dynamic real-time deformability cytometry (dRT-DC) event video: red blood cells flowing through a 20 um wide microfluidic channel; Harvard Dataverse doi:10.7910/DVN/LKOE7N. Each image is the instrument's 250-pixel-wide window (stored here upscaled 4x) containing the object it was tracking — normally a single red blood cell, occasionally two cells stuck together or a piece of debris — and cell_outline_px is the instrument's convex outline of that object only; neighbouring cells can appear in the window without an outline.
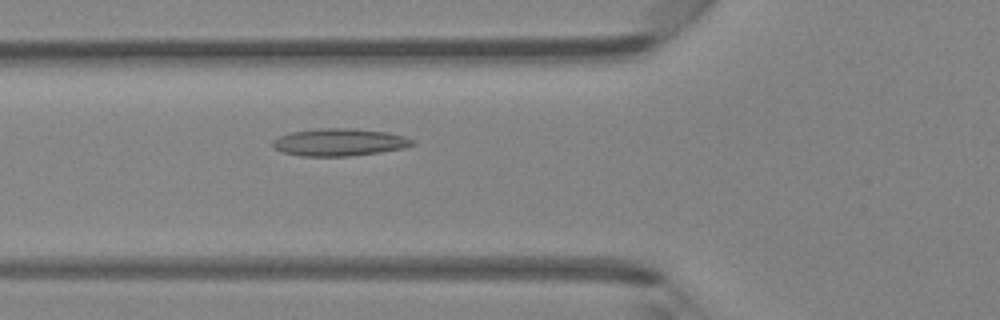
{"species": "Egyptian fruit bat (a non-hibernating species)", "species_latin": "Rousettus aegyptiacus", "temperature_condition": "room temperature", "stored_images_in_passage": 46, "camera_frame_rate_fps": 3000, "um_per_image_px": 0.085, "animal": {"sex": "female"}, "frame": {"image": 1, "passage_image": 17, "time_ms": 5.333, "image_size_px": [1000, 320], "cell_outline_px": [[416, 144], [404, 148], [380, 152], [352, 156], [300, 156], [280, 152], [272, 144], [272, 140], [280, 136], [292, 132], [320, 128], [352, 128], [388, 132], [404, 136], [412, 140]], "centroid_in_image_um": [28.85, 12.09], "position_along_channel_um": 97.0, "area_um2": 22.37}}
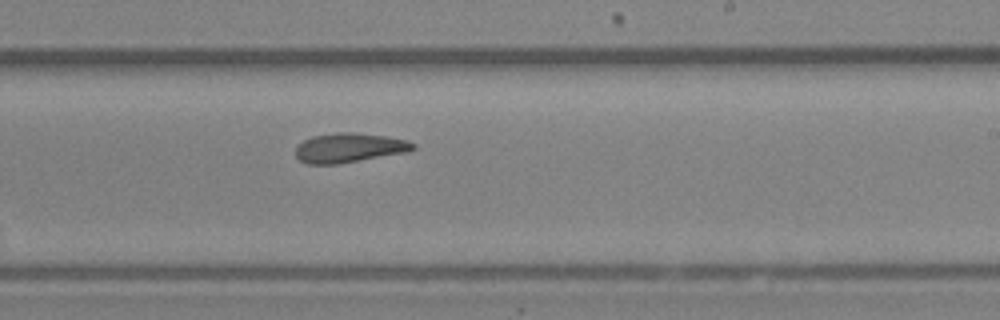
{"frame": {"image": 2, "passage_image": 28, "time_ms": 9.0, "image_size_px": [1000, 320], "cell_outline_px": [[416, 148], [408, 152], [336, 164], [308, 164], [300, 160], [296, 156], [296, 148], [304, 140], [312, 136], [340, 132], [352, 132], [384, 136], [404, 140], [416, 144]], "centroid_in_image_um": [29.68, 12.56], "position_along_channel_um": 259.3, "area_um2": 19.88}}
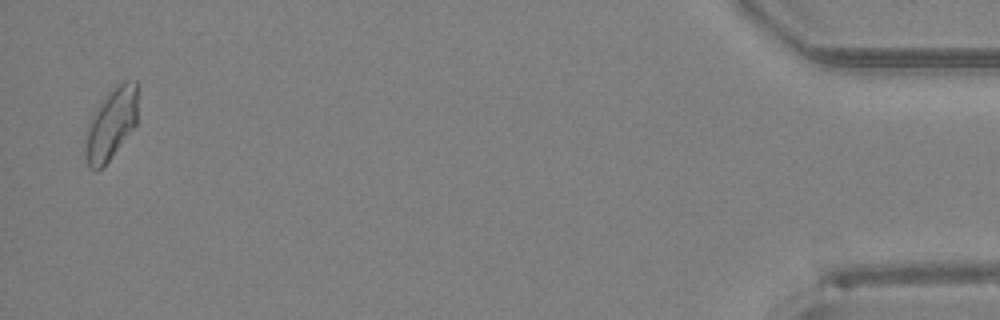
{"frame": {"image": 3, "passage_image": 45, "time_ms": 14.667, "image_size_px": [1000, 320], "cell_outline_px": [[136, 124], [108, 160], [96, 172], [88, 168], [84, 148], [88, 128], [92, 116], [100, 104], [116, 84], [124, 80], [136, 80]], "centroid_in_image_um": [9.43, 10.54], "position_along_channel_um": 425.8, "area_um2": 21.1}}